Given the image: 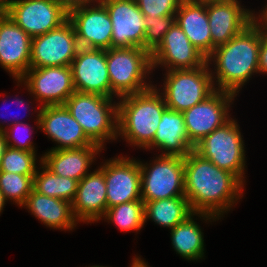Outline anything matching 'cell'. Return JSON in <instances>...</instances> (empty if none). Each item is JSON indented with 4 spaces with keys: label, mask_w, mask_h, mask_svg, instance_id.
<instances>
[{
    "label": "cell",
    "mask_w": 267,
    "mask_h": 267,
    "mask_svg": "<svg viewBox=\"0 0 267 267\" xmlns=\"http://www.w3.org/2000/svg\"><path fill=\"white\" fill-rule=\"evenodd\" d=\"M112 21L111 48L144 49V15L135 0H100Z\"/></svg>",
    "instance_id": "obj_14"
},
{
    "label": "cell",
    "mask_w": 267,
    "mask_h": 267,
    "mask_svg": "<svg viewBox=\"0 0 267 267\" xmlns=\"http://www.w3.org/2000/svg\"><path fill=\"white\" fill-rule=\"evenodd\" d=\"M105 219L114 223L120 230H140L145 223L144 202L134 200L112 206L106 210Z\"/></svg>",
    "instance_id": "obj_29"
},
{
    "label": "cell",
    "mask_w": 267,
    "mask_h": 267,
    "mask_svg": "<svg viewBox=\"0 0 267 267\" xmlns=\"http://www.w3.org/2000/svg\"><path fill=\"white\" fill-rule=\"evenodd\" d=\"M22 206H26L44 225L53 229L72 230L78 221L73 214L71 202L42 195L34 190Z\"/></svg>",
    "instance_id": "obj_25"
},
{
    "label": "cell",
    "mask_w": 267,
    "mask_h": 267,
    "mask_svg": "<svg viewBox=\"0 0 267 267\" xmlns=\"http://www.w3.org/2000/svg\"><path fill=\"white\" fill-rule=\"evenodd\" d=\"M144 23L146 26L144 34V49L151 54L162 42L166 32L175 23V15H164L154 18L145 16Z\"/></svg>",
    "instance_id": "obj_32"
},
{
    "label": "cell",
    "mask_w": 267,
    "mask_h": 267,
    "mask_svg": "<svg viewBox=\"0 0 267 267\" xmlns=\"http://www.w3.org/2000/svg\"><path fill=\"white\" fill-rule=\"evenodd\" d=\"M72 23L32 38L29 68L71 66L79 49Z\"/></svg>",
    "instance_id": "obj_9"
},
{
    "label": "cell",
    "mask_w": 267,
    "mask_h": 267,
    "mask_svg": "<svg viewBox=\"0 0 267 267\" xmlns=\"http://www.w3.org/2000/svg\"><path fill=\"white\" fill-rule=\"evenodd\" d=\"M13 122L8 124L9 126L12 125V127L10 126V128H8V126L4 128L3 125L0 124V131H3L5 134L7 147H10L13 149L25 150V151H36L33 143H31L30 138H28V136L26 137V135H25L26 139L24 137H22V139H21V138H19L21 136H18L20 131H21L20 130L21 128H22V130L24 129V132H25L26 131L25 129H27V128L30 129L31 126L28 127L27 125H29V124L23 123L22 121L20 122L18 120H15V121L13 120ZM7 128H8V130H10V134H9V131H7ZM16 130H20V131H18L19 133ZM16 132L18 133V135H16ZM12 140H13V143H12Z\"/></svg>",
    "instance_id": "obj_34"
},
{
    "label": "cell",
    "mask_w": 267,
    "mask_h": 267,
    "mask_svg": "<svg viewBox=\"0 0 267 267\" xmlns=\"http://www.w3.org/2000/svg\"><path fill=\"white\" fill-rule=\"evenodd\" d=\"M144 16L175 15L182 0H135Z\"/></svg>",
    "instance_id": "obj_33"
},
{
    "label": "cell",
    "mask_w": 267,
    "mask_h": 267,
    "mask_svg": "<svg viewBox=\"0 0 267 267\" xmlns=\"http://www.w3.org/2000/svg\"><path fill=\"white\" fill-rule=\"evenodd\" d=\"M16 101L18 102V104H22V103H24L22 99L20 100V99H17V98H16ZM11 104H12V103H11ZM25 109H26V108H25Z\"/></svg>",
    "instance_id": "obj_43"
},
{
    "label": "cell",
    "mask_w": 267,
    "mask_h": 267,
    "mask_svg": "<svg viewBox=\"0 0 267 267\" xmlns=\"http://www.w3.org/2000/svg\"><path fill=\"white\" fill-rule=\"evenodd\" d=\"M107 188L104 172L98 168L88 173L79 182L72 202V211L78 222L100 220L107 210Z\"/></svg>",
    "instance_id": "obj_21"
},
{
    "label": "cell",
    "mask_w": 267,
    "mask_h": 267,
    "mask_svg": "<svg viewBox=\"0 0 267 267\" xmlns=\"http://www.w3.org/2000/svg\"><path fill=\"white\" fill-rule=\"evenodd\" d=\"M155 147L162 150L160 155L183 158L194 150L187 135L182 112L170 108L163 111L154 140L147 148L149 150Z\"/></svg>",
    "instance_id": "obj_24"
},
{
    "label": "cell",
    "mask_w": 267,
    "mask_h": 267,
    "mask_svg": "<svg viewBox=\"0 0 267 267\" xmlns=\"http://www.w3.org/2000/svg\"><path fill=\"white\" fill-rule=\"evenodd\" d=\"M107 188V209L122 203L141 200V170L139 161L120 157L104 162Z\"/></svg>",
    "instance_id": "obj_13"
},
{
    "label": "cell",
    "mask_w": 267,
    "mask_h": 267,
    "mask_svg": "<svg viewBox=\"0 0 267 267\" xmlns=\"http://www.w3.org/2000/svg\"><path fill=\"white\" fill-rule=\"evenodd\" d=\"M175 22L206 58L212 53L206 0H182L175 14Z\"/></svg>",
    "instance_id": "obj_22"
},
{
    "label": "cell",
    "mask_w": 267,
    "mask_h": 267,
    "mask_svg": "<svg viewBox=\"0 0 267 267\" xmlns=\"http://www.w3.org/2000/svg\"><path fill=\"white\" fill-rule=\"evenodd\" d=\"M208 67L206 63L194 69L166 70L164 93L160 94L167 108L184 112L209 97L217 87L214 86L213 73Z\"/></svg>",
    "instance_id": "obj_7"
},
{
    "label": "cell",
    "mask_w": 267,
    "mask_h": 267,
    "mask_svg": "<svg viewBox=\"0 0 267 267\" xmlns=\"http://www.w3.org/2000/svg\"><path fill=\"white\" fill-rule=\"evenodd\" d=\"M110 98L140 93L153 85L146 83L152 71L151 54L141 47L106 49Z\"/></svg>",
    "instance_id": "obj_5"
},
{
    "label": "cell",
    "mask_w": 267,
    "mask_h": 267,
    "mask_svg": "<svg viewBox=\"0 0 267 267\" xmlns=\"http://www.w3.org/2000/svg\"><path fill=\"white\" fill-rule=\"evenodd\" d=\"M70 67L76 92L110 98L105 49L79 48Z\"/></svg>",
    "instance_id": "obj_17"
},
{
    "label": "cell",
    "mask_w": 267,
    "mask_h": 267,
    "mask_svg": "<svg viewBox=\"0 0 267 267\" xmlns=\"http://www.w3.org/2000/svg\"><path fill=\"white\" fill-rule=\"evenodd\" d=\"M101 150V146L50 150L40 158V162L55 175L79 182L88 174L90 164Z\"/></svg>",
    "instance_id": "obj_23"
},
{
    "label": "cell",
    "mask_w": 267,
    "mask_h": 267,
    "mask_svg": "<svg viewBox=\"0 0 267 267\" xmlns=\"http://www.w3.org/2000/svg\"><path fill=\"white\" fill-rule=\"evenodd\" d=\"M154 85L143 92L120 97L118 135L131 145L144 149L153 142L163 111L167 108Z\"/></svg>",
    "instance_id": "obj_3"
},
{
    "label": "cell",
    "mask_w": 267,
    "mask_h": 267,
    "mask_svg": "<svg viewBox=\"0 0 267 267\" xmlns=\"http://www.w3.org/2000/svg\"><path fill=\"white\" fill-rule=\"evenodd\" d=\"M239 128L237 121L230 118L197 143L194 151L244 184L245 148Z\"/></svg>",
    "instance_id": "obj_6"
},
{
    "label": "cell",
    "mask_w": 267,
    "mask_h": 267,
    "mask_svg": "<svg viewBox=\"0 0 267 267\" xmlns=\"http://www.w3.org/2000/svg\"><path fill=\"white\" fill-rule=\"evenodd\" d=\"M184 181L185 197L192 211L206 221L219 219L230 210L243 190V183L234 174L194 150L184 158Z\"/></svg>",
    "instance_id": "obj_1"
},
{
    "label": "cell",
    "mask_w": 267,
    "mask_h": 267,
    "mask_svg": "<svg viewBox=\"0 0 267 267\" xmlns=\"http://www.w3.org/2000/svg\"><path fill=\"white\" fill-rule=\"evenodd\" d=\"M60 6L69 13L70 11L85 5H91L94 0H56ZM100 1V0H97ZM95 0V2L97 3Z\"/></svg>",
    "instance_id": "obj_36"
},
{
    "label": "cell",
    "mask_w": 267,
    "mask_h": 267,
    "mask_svg": "<svg viewBox=\"0 0 267 267\" xmlns=\"http://www.w3.org/2000/svg\"><path fill=\"white\" fill-rule=\"evenodd\" d=\"M235 96L216 89L205 100L182 112L187 135L193 146L231 118L228 109Z\"/></svg>",
    "instance_id": "obj_11"
},
{
    "label": "cell",
    "mask_w": 267,
    "mask_h": 267,
    "mask_svg": "<svg viewBox=\"0 0 267 267\" xmlns=\"http://www.w3.org/2000/svg\"><path fill=\"white\" fill-rule=\"evenodd\" d=\"M97 94L74 92L65 107L82 127L86 136L103 148L105 140L118 137V103Z\"/></svg>",
    "instance_id": "obj_4"
},
{
    "label": "cell",
    "mask_w": 267,
    "mask_h": 267,
    "mask_svg": "<svg viewBox=\"0 0 267 267\" xmlns=\"http://www.w3.org/2000/svg\"><path fill=\"white\" fill-rule=\"evenodd\" d=\"M6 148H7V142L5 134L3 131H0V164Z\"/></svg>",
    "instance_id": "obj_37"
},
{
    "label": "cell",
    "mask_w": 267,
    "mask_h": 267,
    "mask_svg": "<svg viewBox=\"0 0 267 267\" xmlns=\"http://www.w3.org/2000/svg\"><path fill=\"white\" fill-rule=\"evenodd\" d=\"M193 213L184 222L171 229L172 246L187 260H198L204 256V239L199 225L193 220Z\"/></svg>",
    "instance_id": "obj_27"
},
{
    "label": "cell",
    "mask_w": 267,
    "mask_h": 267,
    "mask_svg": "<svg viewBox=\"0 0 267 267\" xmlns=\"http://www.w3.org/2000/svg\"><path fill=\"white\" fill-rule=\"evenodd\" d=\"M38 111V128L58 143L51 150L99 146L86 136L65 105H46Z\"/></svg>",
    "instance_id": "obj_15"
},
{
    "label": "cell",
    "mask_w": 267,
    "mask_h": 267,
    "mask_svg": "<svg viewBox=\"0 0 267 267\" xmlns=\"http://www.w3.org/2000/svg\"><path fill=\"white\" fill-rule=\"evenodd\" d=\"M194 212L185 196L144 202L145 222L153 220L160 226L174 228L184 222Z\"/></svg>",
    "instance_id": "obj_26"
},
{
    "label": "cell",
    "mask_w": 267,
    "mask_h": 267,
    "mask_svg": "<svg viewBox=\"0 0 267 267\" xmlns=\"http://www.w3.org/2000/svg\"><path fill=\"white\" fill-rule=\"evenodd\" d=\"M237 0L207 1V15L212 38V52L241 33L257 17L249 9L241 8Z\"/></svg>",
    "instance_id": "obj_19"
},
{
    "label": "cell",
    "mask_w": 267,
    "mask_h": 267,
    "mask_svg": "<svg viewBox=\"0 0 267 267\" xmlns=\"http://www.w3.org/2000/svg\"><path fill=\"white\" fill-rule=\"evenodd\" d=\"M32 38L7 15L0 20V65L15 80H20L30 66Z\"/></svg>",
    "instance_id": "obj_20"
},
{
    "label": "cell",
    "mask_w": 267,
    "mask_h": 267,
    "mask_svg": "<svg viewBox=\"0 0 267 267\" xmlns=\"http://www.w3.org/2000/svg\"><path fill=\"white\" fill-rule=\"evenodd\" d=\"M43 105H64L75 92L70 66L29 68L18 80Z\"/></svg>",
    "instance_id": "obj_12"
},
{
    "label": "cell",
    "mask_w": 267,
    "mask_h": 267,
    "mask_svg": "<svg viewBox=\"0 0 267 267\" xmlns=\"http://www.w3.org/2000/svg\"><path fill=\"white\" fill-rule=\"evenodd\" d=\"M41 169V173L37 170L33 177V190L72 203L77 193L78 181L55 175L44 165Z\"/></svg>",
    "instance_id": "obj_28"
},
{
    "label": "cell",
    "mask_w": 267,
    "mask_h": 267,
    "mask_svg": "<svg viewBox=\"0 0 267 267\" xmlns=\"http://www.w3.org/2000/svg\"><path fill=\"white\" fill-rule=\"evenodd\" d=\"M85 5L68 13L80 48L110 49L112 21L101 1L98 5Z\"/></svg>",
    "instance_id": "obj_16"
},
{
    "label": "cell",
    "mask_w": 267,
    "mask_h": 267,
    "mask_svg": "<svg viewBox=\"0 0 267 267\" xmlns=\"http://www.w3.org/2000/svg\"><path fill=\"white\" fill-rule=\"evenodd\" d=\"M6 15L31 38L54 30L68 20L56 0H12Z\"/></svg>",
    "instance_id": "obj_10"
},
{
    "label": "cell",
    "mask_w": 267,
    "mask_h": 267,
    "mask_svg": "<svg viewBox=\"0 0 267 267\" xmlns=\"http://www.w3.org/2000/svg\"><path fill=\"white\" fill-rule=\"evenodd\" d=\"M34 175L0 172V191L8 201L13 200L21 206L33 190Z\"/></svg>",
    "instance_id": "obj_30"
},
{
    "label": "cell",
    "mask_w": 267,
    "mask_h": 267,
    "mask_svg": "<svg viewBox=\"0 0 267 267\" xmlns=\"http://www.w3.org/2000/svg\"><path fill=\"white\" fill-rule=\"evenodd\" d=\"M259 73H267V23L263 19V36L259 48Z\"/></svg>",
    "instance_id": "obj_35"
},
{
    "label": "cell",
    "mask_w": 267,
    "mask_h": 267,
    "mask_svg": "<svg viewBox=\"0 0 267 267\" xmlns=\"http://www.w3.org/2000/svg\"><path fill=\"white\" fill-rule=\"evenodd\" d=\"M135 257L136 258H134L132 260L133 262H132L131 267H149L146 262H144L143 260H141L140 257H137V256H135Z\"/></svg>",
    "instance_id": "obj_38"
},
{
    "label": "cell",
    "mask_w": 267,
    "mask_h": 267,
    "mask_svg": "<svg viewBox=\"0 0 267 267\" xmlns=\"http://www.w3.org/2000/svg\"><path fill=\"white\" fill-rule=\"evenodd\" d=\"M267 6V5H266ZM261 12L260 16L266 21L267 23V7Z\"/></svg>",
    "instance_id": "obj_41"
},
{
    "label": "cell",
    "mask_w": 267,
    "mask_h": 267,
    "mask_svg": "<svg viewBox=\"0 0 267 267\" xmlns=\"http://www.w3.org/2000/svg\"><path fill=\"white\" fill-rule=\"evenodd\" d=\"M207 63V58L192 45L184 31L175 22L162 42L151 53L152 70L158 65L174 69H194Z\"/></svg>",
    "instance_id": "obj_18"
},
{
    "label": "cell",
    "mask_w": 267,
    "mask_h": 267,
    "mask_svg": "<svg viewBox=\"0 0 267 267\" xmlns=\"http://www.w3.org/2000/svg\"><path fill=\"white\" fill-rule=\"evenodd\" d=\"M6 199L3 196V193L0 191V213L2 212L4 205L6 204Z\"/></svg>",
    "instance_id": "obj_39"
},
{
    "label": "cell",
    "mask_w": 267,
    "mask_h": 267,
    "mask_svg": "<svg viewBox=\"0 0 267 267\" xmlns=\"http://www.w3.org/2000/svg\"><path fill=\"white\" fill-rule=\"evenodd\" d=\"M35 156V151H25L7 147L1 160L0 172L35 175L37 171Z\"/></svg>",
    "instance_id": "obj_31"
},
{
    "label": "cell",
    "mask_w": 267,
    "mask_h": 267,
    "mask_svg": "<svg viewBox=\"0 0 267 267\" xmlns=\"http://www.w3.org/2000/svg\"><path fill=\"white\" fill-rule=\"evenodd\" d=\"M151 164L139 162L143 202L185 196L183 157L159 155Z\"/></svg>",
    "instance_id": "obj_8"
},
{
    "label": "cell",
    "mask_w": 267,
    "mask_h": 267,
    "mask_svg": "<svg viewBox=\"0 0 267 267\" xmlns=\"http://www.w3.org/2000/svg\"><path fill=\"white\" fill-rule=\"evenodd\" d=\"M12 0H0V4L6 9Z\"/></svg>",
    "instance_id": "obj_40"
},
{
    "label": "cell",
    "mask_w": 267,
    "mask_h": 267,
    "mask_svg": "<svg viewBox=\"0 0 267 267\" xmlns=\"http://www.w3.org/2000/svg\"><path fill=\"white\" fill-rule=\"evenodd\" d=\"M6 15V9L0 4V20Z\"/></svg>",
    "instance_id": "obj_42"
},
{
    "label": "cell",
    "mask_w": 267,
    "mask_h": 267,
    "mask_svg": "<svg viewBox=\"0 0 267 267\" xmlns=\"http://www.w3.org/2000/svg\"><path fill=\"white\" fill-rule=\"evenodd\" d=\"M262 36L263 18L259 15L241 33L226 44L216 47L207 57L208 64L212 60L216 64L217 75L216 78L212 76V79H217V90L237 95L253 73L259 72L258 58Z\"/></svg>",
    "instance_id": "obj_2"
}]
</instances>
